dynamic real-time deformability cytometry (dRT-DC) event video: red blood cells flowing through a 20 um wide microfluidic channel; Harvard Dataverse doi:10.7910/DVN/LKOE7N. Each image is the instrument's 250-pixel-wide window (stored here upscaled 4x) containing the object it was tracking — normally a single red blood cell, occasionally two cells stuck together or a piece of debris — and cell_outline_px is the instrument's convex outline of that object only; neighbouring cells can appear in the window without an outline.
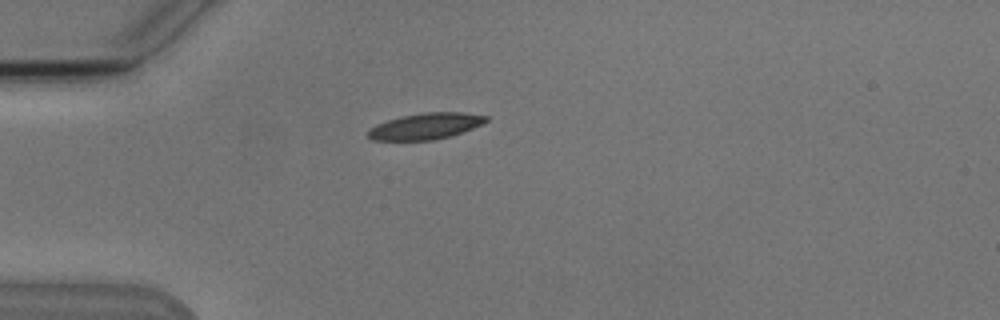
{"species": "Egyptian fruit bat (a non-hibernating species)", "species_latin": "Rousettus aegyptiacus", "temperature_condition": "cold", "stored_images_in_passage": 1, "camera_frame_rate_fps": 3000, "um_per_image_px": 0.085, "animal": {"sex": "male"}, "frame": {"image": 1, "passage_image": 1, "time_ms": 0.0, "image_size_px": [1000, 320], "cell_outline_px": [[488, 120], [472, 128], [448, 136], [432, 140], [372, 140], [368, 136], [368, 128], [376, 124], [388, 120], [404, 116], [424, 112], [460, 112], [488, 116]], "centroid_in_image_um": [36.13, 10.72], "position_along_channel_um": 48.9, "area_um2": 17.69}}